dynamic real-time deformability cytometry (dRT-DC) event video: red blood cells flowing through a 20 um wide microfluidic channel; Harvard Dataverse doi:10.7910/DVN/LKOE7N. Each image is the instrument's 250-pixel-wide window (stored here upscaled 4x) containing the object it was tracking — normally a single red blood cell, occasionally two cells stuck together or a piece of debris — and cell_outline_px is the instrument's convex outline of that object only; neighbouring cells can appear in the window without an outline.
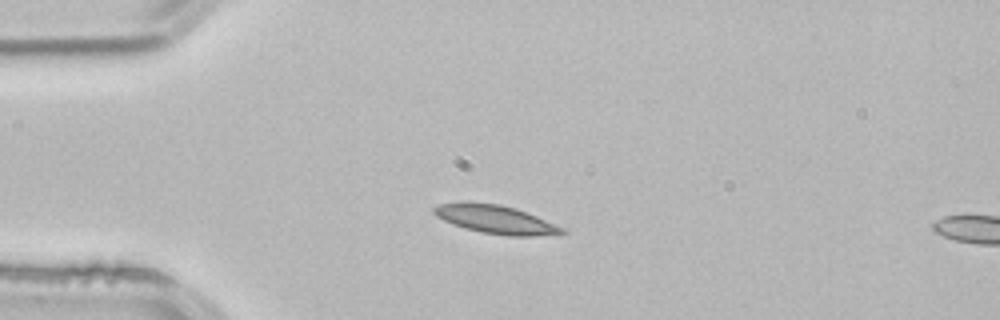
{"species": "common noctule bat (a hibernating species)", "species_latin": "Nyctalus noctula", "temperature_condition": "room temperature", "stored_images_in_passage": 4, "segment_of_instrument_passage": [1, 2], "camera_frame_rate_fps": 3000, "um_per_image_px": 0.085, "animal": {"sex": "male", "body_mass_g": 21.5, "forearm_length_mm": 52.0}, "frame": {"image": 1, "passage_image": 3, "time_ms": 0.667, "image_size_px": [1000, 320], "cell_outline_px": [[568, 232], [536, 236], [508, 236], [480, 232], [464, 228], [452, 224], [436, 216], [432, 212], [432, 208], [440, 204], [464, 200], [500, 204], [516, 208], [536, 216], [564, 228]], "centroid_in_image_um": [42.06, 18.63], "position_along_channel_um": 42.9, "area_um2": 21.5}}